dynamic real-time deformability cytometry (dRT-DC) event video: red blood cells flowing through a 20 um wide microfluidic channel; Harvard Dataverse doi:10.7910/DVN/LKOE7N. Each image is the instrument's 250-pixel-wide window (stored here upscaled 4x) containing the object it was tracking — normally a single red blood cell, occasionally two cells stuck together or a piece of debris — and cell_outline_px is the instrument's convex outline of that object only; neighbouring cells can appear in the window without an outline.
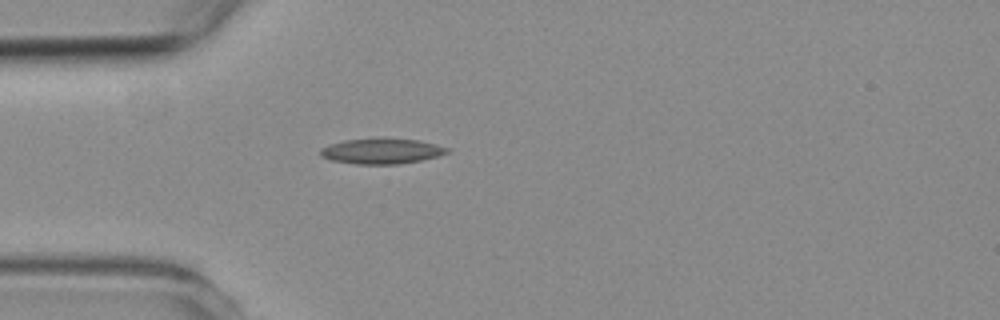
{"species": "common noctule bat (a hibernating species)", "species_latin": "Nyctalus noctula", "temperature_condition": "room temperature", "stored_images_in_passage": 1, "camera_frame_rate_fps": 3000, "um_per_image_px": 0.085, "animal": {"sex": "female", "body_mass_g": 19.3, "forearm_length_mm": 54.1}, "frame": {"image": 1, "passage_image": 1, "time_ms": 0.0, "image_size_px": [1000, 320], "cell_outline_px": [[452, 152], [420, 160], [400, 164], [356, 164], [332, 160], [320, 156], [320, 148], [328, 144], [344, 140], [416, 140], [436, 144], [452, 148]], "centroid_in_image_um": [32.45, 12.87], "position_along_channel_um": 52.5, "area_um2": 18.32}}